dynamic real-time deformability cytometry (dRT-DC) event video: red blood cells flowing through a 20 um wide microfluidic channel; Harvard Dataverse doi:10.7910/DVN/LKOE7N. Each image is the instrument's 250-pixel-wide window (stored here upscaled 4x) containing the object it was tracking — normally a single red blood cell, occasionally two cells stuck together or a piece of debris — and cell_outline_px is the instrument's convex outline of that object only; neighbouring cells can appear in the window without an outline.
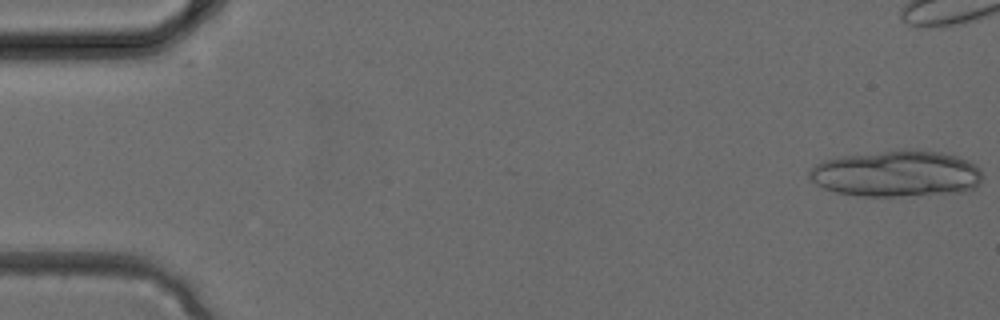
{"species": "common noctule bat (a hibernating species)", "species_latin": "Nyctalus noctula", "temperature_condition": "cold", "stored_images_in_passage": 4, "segment_of_instrument_passage": [1, 2], "camera_frame_rate_fps": 3000, "um_per_image_px": 0.085, "animal": {"sex": "female", "body_mass_g": 24.6, "forearm_length_mm": 56.2}, "frame": {"image": 1, "passage_image": 1, "time_ms": 0.0, "image_size_px": [1000, 320], "cell_outline_px": [[984, 176], [980, 184], [964, 192], [900, 196], [860, 196], [836, 192], [824, 188], [816, 184], [808, 176], [808, 172], [816, 164], [824, 160], [840, 156], [908, 148], [916, 148], [940, 152], [956, 156], [968, 160], [976, 164], [980, 168]], "centroid_in_image_um": [76.25, 14.75], "position_along_channel_um": 8.8, "area_um2": 47.34}}